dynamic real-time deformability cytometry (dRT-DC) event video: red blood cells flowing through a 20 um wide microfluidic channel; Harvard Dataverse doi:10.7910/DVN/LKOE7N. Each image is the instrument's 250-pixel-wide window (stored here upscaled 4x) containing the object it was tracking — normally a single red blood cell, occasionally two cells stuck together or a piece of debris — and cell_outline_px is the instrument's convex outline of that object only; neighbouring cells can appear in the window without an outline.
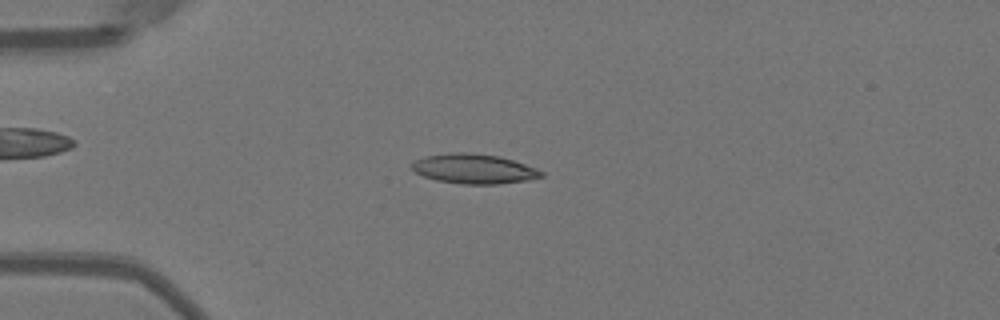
{"species": "Egyptian fruit bat (a non-hibernating species)", "species_latin": "Rousettus aegyptiacus", "temperature_condition": "warm", "stored_images_in_passage": 37, "camera_frame_rate_fps": 3000, "um_per_image_px": 0.085, "animal": {"sex": "female"}, "frame": {"image": 1, "passage_image": 13, "time_ms": 4.0, "image_size_px": [1000, 320], "cell_outline_px": [[544, 176], [528, 180], [496, 184], [460, 184], [436, 180], [424, 176], [416, 172], [412, 168], [412, 164], [416, 160], [424, 156], [448, 152], [468, 152], [500, 156], [536, 168], [544, 172]], "centroid_in_image_um": [40.29, 14.34], "position_along_channel_um": 44.7, "area_um2": 22.43}}
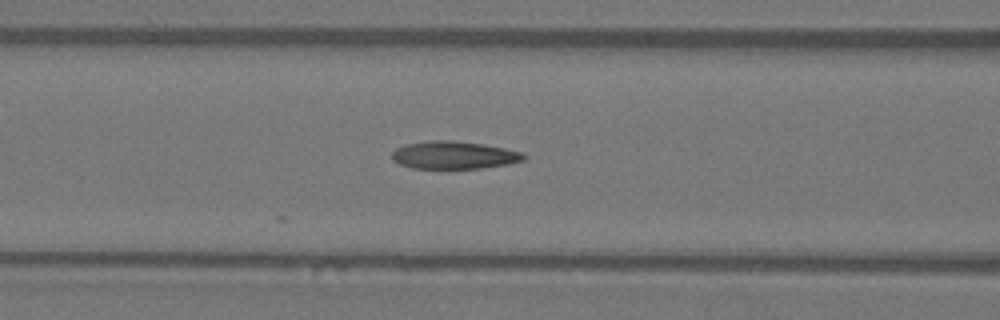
{"frame": {"image": 2, "passage_image": 21, "time_ms": 6.667, "image_size_px": [1000, 320], "cell_outline_px": [[528, 156], [524, 160], [508, 164], [480, 168], [412, 168], [400, 164], [392, 160], [392, 152], [396, 148], [404, 144], [428, 140], [452, 140], [484, 144], [524, 152]], "centroid_in_image_um": [38.59, 13.17], "position_along_channel_um": 128.0, "area_um2": 21.44}}
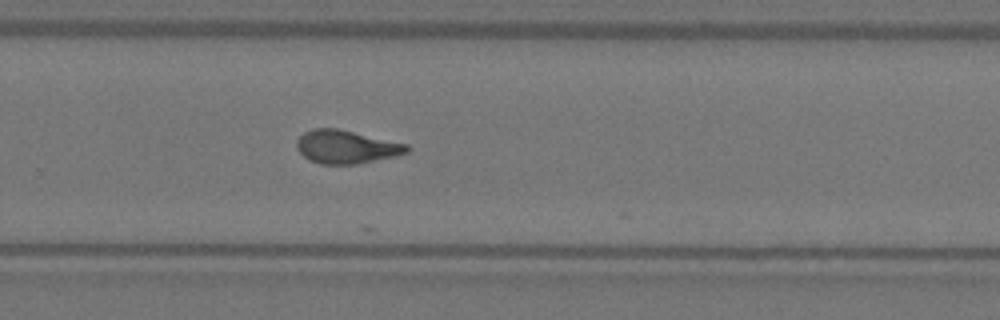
{"frame": {"image": 3, "passage_image": 34, "time_ms": 11.0, "image_size_px": [1000, 320], "cell_outline_px": [[412, 148], [408, 152], [396, 156], [356, 164], [320, 164], [304, 156], [296, 148], [296, 140], [304, 132], [312, 128], [336, 128], [408, 144]], "centroid_in_image_um": [29.44, 12.48], "position_along_channel_um": 300.4, "area_um2": 21.33}}